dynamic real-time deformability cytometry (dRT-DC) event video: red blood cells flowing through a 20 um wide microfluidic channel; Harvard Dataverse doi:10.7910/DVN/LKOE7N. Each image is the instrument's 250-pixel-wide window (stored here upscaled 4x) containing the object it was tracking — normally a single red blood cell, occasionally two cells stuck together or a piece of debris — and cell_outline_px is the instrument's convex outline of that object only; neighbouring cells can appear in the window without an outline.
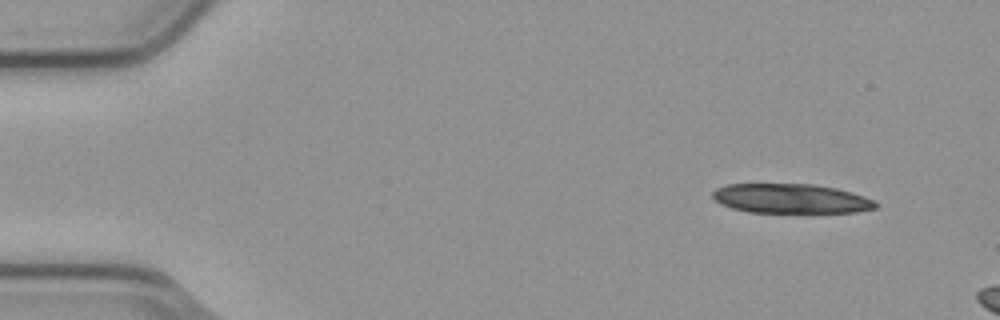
{"species": "common noctule bat (a hibernating species)", "species_latin": "Nyctalus noctula", "temperature_condition": "cold", "stored_images_in_passage": 3, "camera_frame_rate_fps": 3000, "um_per_image_px": 0.085, "animal": {"sex": "male", "body_mass_g": 23.1, "forearm_length_mm": 52.7}, "frame": {"image": 1, "passage_image": 1, "time_ms": 0.0, "image_size_px": [1000, 320], "cell_outline_px": [[880, 204], [876, 208], [856, 212], [748, 212], [732, 208], [720, 204], [712, 196], [712, 192], [716, 188], [728, 184], [812, 184], [836, 188], [852, 192], [876, 200]], "centroid_in_image_um": [67.25, 16.88], "position_along_channel_um": 17.7, "area_um2": 28.09}}